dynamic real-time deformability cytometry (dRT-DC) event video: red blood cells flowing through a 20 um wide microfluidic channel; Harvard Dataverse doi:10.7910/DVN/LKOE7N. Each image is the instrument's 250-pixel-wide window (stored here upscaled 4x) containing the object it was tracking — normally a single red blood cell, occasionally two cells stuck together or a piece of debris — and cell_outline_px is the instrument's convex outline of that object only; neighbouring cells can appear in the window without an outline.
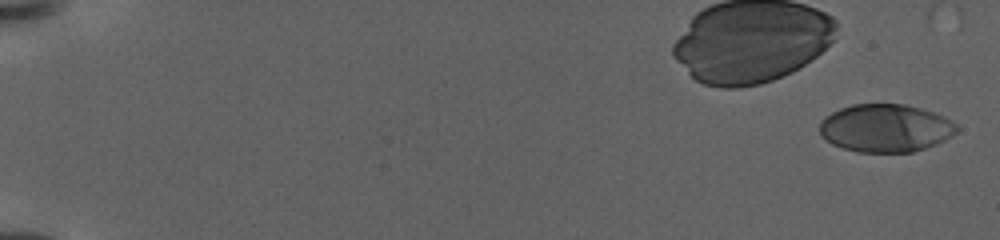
{"species": "human", "species_latin": "Homo sapiens", "temperature_condition": "warm", "stored_images_in_passage": 31, "camera_frame_rate_fps": 3000, "um_per_image_px": 0.085, "donor": {"sex": "female"}, "frame": {"image": 1, "passage_image": 1, "time_ms": 0.0, "image_size_px": [1000, 240], "cell_outline_px": [[960, 128], [952, 136], [936, 144], [912, 152], [860, 152], [844, 148], [832, 144], [820, 132], [820, 120], [832, 112], [840, 108], [852, 104], [904, 104], [920, 108], [944, 116], [952, 120]], "centroid_in_image_um": [75.29, 10.88], "position_along_channel_um": 9.7, "area_um2": 38.21}}
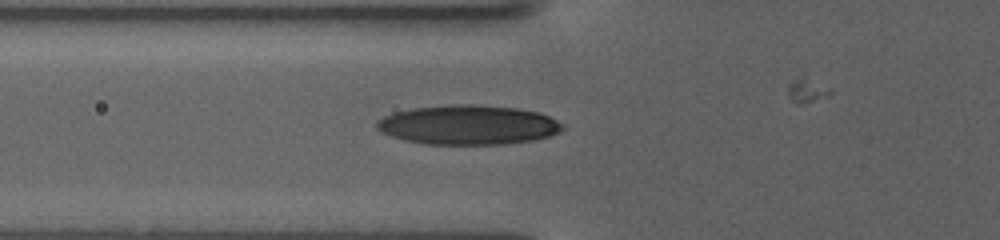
{"frame": {"image": 2, "passage_image": 26, "time_ms": 9.333, "image_size_px": [1000, 240], "cell_outline_px": [[564, 128], [548, 136], [532, 140], [504, 144], [428, 144], [404, 140], [392, 136], [376, 128], [376, 120], [384, 116], [396, 112], [412, 108], [460, 104], [472, 104], [516, 108], [540, 112], [564, 124]], "centroid_in_image_um": [39.79, 10.61], "position_along_channel_um": 86.0, "area_um2": 42.43}}
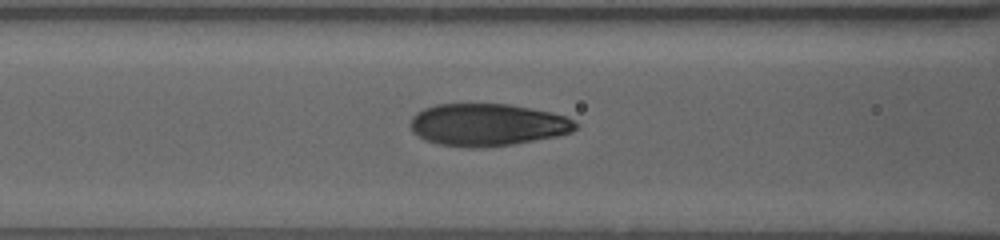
{"frame": {"image": 3, "passage_image": 30, "time_ms": 10.667, "image_size_px": [1000, 240], "cell_outline_px": [[576, 128], [572, 132], [556, 136], [512, 144], [476, 148], [468, 148], [436, 144], [424, 140], [412, 132], [412, 116], [416, 112], [424, 108], [436, 104], [508, 104], [548, 112], [564, 116], [572, 120], [576, 124]], "centroid_in_image_um": [41.37, 10.61], "position_along_channel_um": 125.2, "area_um2": 40.46}}